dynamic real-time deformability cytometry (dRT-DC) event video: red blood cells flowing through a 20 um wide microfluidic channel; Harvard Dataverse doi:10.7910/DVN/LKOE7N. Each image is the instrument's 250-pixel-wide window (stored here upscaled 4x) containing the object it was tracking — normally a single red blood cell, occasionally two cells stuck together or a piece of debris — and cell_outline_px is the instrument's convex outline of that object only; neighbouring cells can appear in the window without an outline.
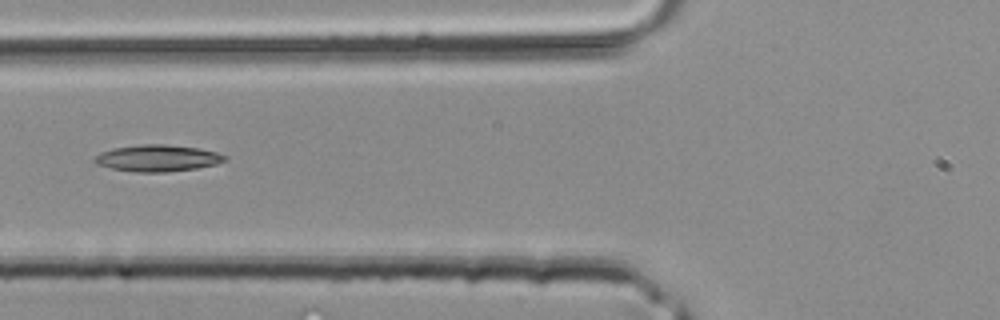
{"species": "common noctule bat (a hibernating species)", "species_latin": "Nyctalus noctula", "temperature_condition": "room temperature", "stored_images_in_passage": 38, "camera_frame_rate_fps": 3000, "um_per_image_px": 0.085, "animal": {"sex": "male", "body_mass_g": 20.4}, "frame": {"image": 1, "passage_image": 15, "time_ms": 4.667, "image_size_px": [1000, 320], "cell_outline_px": [[228, 160], [216, 164], [196, 168], [168, 172], [136, 172], [112, 168], [96, 164], [92, 160], [100, 152], [116, 148], [140, 144], [164, 144], [196, 148], [216, 152], [228, 156]], "centroid_in_image_um": [13.41, 13.44], "position_along_channel_um": 112.4, "area_um2": 20.11}}
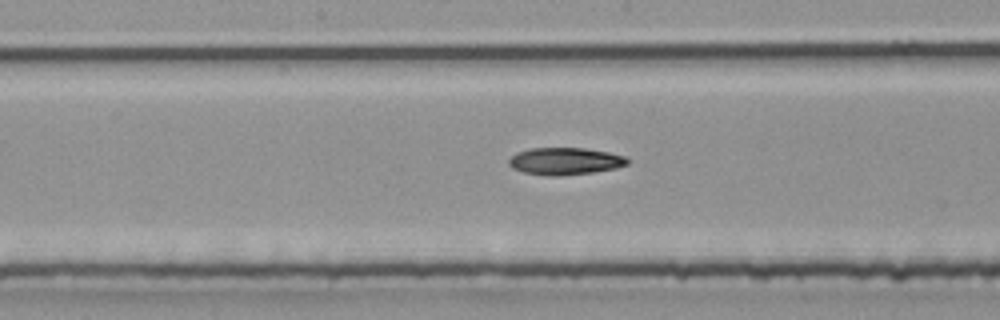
{"frame": {"image": 2, "passage_image": 20, "time_ms": 6.333, "image_size_px": [1000, 320], "cell_outline_px": [[628, 164], [616, 168], [592, 172], [560, 176], [552, 176], [524, 172], [512, 168], [508, 164], [508, 160], [516, 152], [532, 148], [584, 148], [608, 152], [624, 156], [628, 160]], "centroid_in_image_um": [48.01, 13.7], "position_along_channel_um": 200.2, "area_um2": 18.67}}
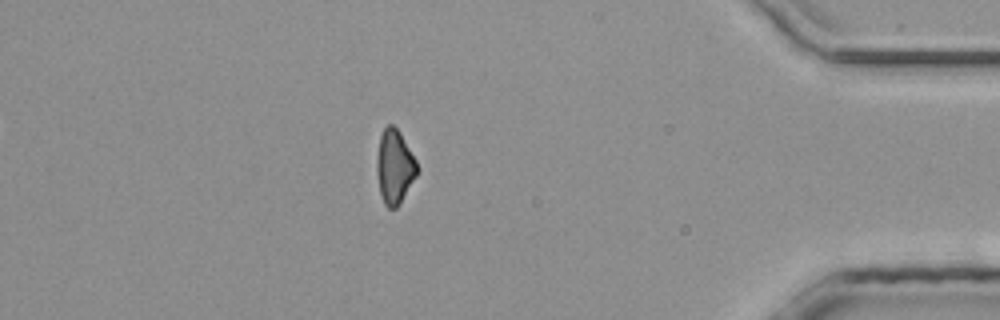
{"frame": {"image": 3, "passage_image": 34, "time_ms": 11.0, "image_size_px": [1000, 320], "cell_outline_px": [[420, 168], [416, 176], [396, 208], [388, 208], [384, 204], [380, 196], [376, 172], [376, 160], [380, 136], [384, 128], [388, 124], [392, 124], [400, 132], [416, 160]], "centroid_in_image_um": [33.52, 14.17], "position_along_channel_um": 401.7, "area_um2": 17.46}}